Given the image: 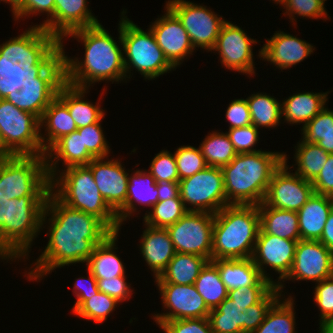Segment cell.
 Wrapping results in <instances>:
<instances>
[{
    "label": "cell",
    "mask_w": 333,
    "mask_h": 333,
    "mask_svg": "<svg viewBox=\"0 0 333 333\" xmlns=\"http://www.w3.org/2000/svg\"><path fill=\"white\" fill-rule=\"evenodd\" d=\"M77 130L82 135L83 148H86L94 158L109 157L111 149L103 133L101 120Z\"/></svg>",
    "instance_id": "cell-46"
},
{
    "label": "cell",
    "mask_w": 333,
    "mask_h": 333,
    "mask_svg": "<svg viewBox=\"0 0 333 333\" xmlns=\"http://www.w3.org/2000/svg\"><path fill=\"white\" fill-rule=\"evenodd\" d=\"M122 164L117 158L105 157L94 158L87 165L101 196L115 213L125 205L127 197L129 173Z\"/></svg>",
    "instance_id": "cell-22"
},
{
    "label": "cell",
    "mask_w": 333,
    "mask_h": 333,
    "mask_svg": "<svg viewBox=\"0 0 333 333\" xmlns=\"http://www.w3.org/2000/svg\"><path fill=\"white\" fill-rule=\"evenodd\" d=\"M329 92H300L290 95L282 100V118L284 122L303 127L311 121L324 107L328 100Z\"/></svg>",
    "instance_id": "cell-30"
},
{
    "label": "cell",
    "mask_w": 333,
    "mask_h": 333,
    "mask_svg": "<svg viewBox=\"0 0 333 333\" xmlns=\"http://www.w3.org/2000/svg\"><path fill=\"white\" fill-rule=\"evenodd\" d=\"M258 212L260 215L259 233H268L293 241L300 240L296 211L276 209L262 202L258 205Z\"/></svg>",
    "instance_id": "cell-32"
},
{
    "label": "cell",
    "mask_w": 333,
    "mask_h": 333,
    "mask_svg": "<svg viewBox=\"0 0 333 333\" xmlns=\"http://www.w3.org/2000/svg\"><path fill=\"white\" fill-rule=\"evenodd\" d=\"M240 26L226 21L217 37L214 48L224 68L250 77L255 75L253 44H257Z\"/></svg>",
    "instance_id": "cell-18"
},
{
    "label": "cell",
    "mask_w": 333,
    "mask_h": 333,
    "mask_svg": "<svg viewBox=\"0 0 333 333\" xmlns=\"http://www.w3.org/2000/svg\"><path fill=\"white\" fill-rule=\"evenodd\" d=\"M126 278V276H117L110 279H97L98 289L114 298L118 303L128 301L133 294V290L131 284L126 282Z\"/></svg>",
    "instance_id": "cell-51"
},
{
    "label": "cell",
    "mask_w": 333,
    "mask_h": 333,
    "mask_svg": "<svg viewBox=\"0 0 333 333\" xmlns=\"http://www.w3.org/2000/svg\"><path fill=\"white\" fill-rule=\"evenodd\" d=\"M283 298V299H282ZM280 297L267 311L262 324L253 333H296L294 298ZM285 298V299H284ZM283 300V301H282Z\"/></svg>",
    "instance_id": "cell-34"
},
{
    "label": "cell",
    "mask_w": 333,
    "mask_h": 333,
    "mask_svg": "<svg viewBox=\"0 0 333 333\" xmlns=\"http://www.w3.org/2000/svg\"><path fill=\"white\" fill-rule=\"evenodd\" d=\"M55 0H17V7L12 13L15 22L21 18L36 16L40 13L47 14V20L42 24L33 25L28 30L23 31L17 37L10 38L8 41L0 44V55H15L45 24L54 16Z\"/></svg>",
    "instance_id": "cell-28"
},
{
    "label": "cell",
    "mask_w": 333,
    "mask_h": 333,
    "mask_svg": "<svg viewBox=\"0 0 333 333\" xmlns=\"http://www.w3.org/2000/svg\"><path fill=\"white\" fill-rule=\"evenodd\" d=\"M244 309L227 297L209 313L213 333H244Z\"/></svg>",
    "instance_id": "cell-37"
},
{
    "label": "cell",
    "mask_w": 333,
    "mask_h": 333,
    "mask_svg": "<svg viewBox=\"0 0 333 333\" xmlns=\"http://www.w3.org/2000/svg\"><path fill=\"white\" fill-rule=\"evenodd\" d=\"M176 159L179 181L191 177L195 173L203 170L208 165L200 148L191 145H183L174 152Z\"/></svg>",
    "instance_id": "cell-44"
},
{
    "label": "cell",
    "mask_w": 333,
    "mask_h": 333,
    "mask_svg": "<svg viewBox=\"0 0 333 333\" xmlns=\"http://www.w3.org/2000/svg\"><path fill=\"white\" fill-rule=\"evenodd\" d=\"M194 285L210 310L228 297L229 290L222 282L218 268L211 261L201 269Z\"/></svg>",
    "instance_id": "cell-38"
},
{
    "label": "cell",
    "mask_w": 333,
    "mask_h": 333,
    "mask_svg": "<svg viewBox=\"0 0 333 333\" xmlns=\"http://www.w3.org/2000/svg\"><path fill=\"white\" fill-rule=\"evenodd\" d=\"M0 1L8 3L10 5L12 13L15 11V9L17 7V0H0Z\"/></svg>",
    "instance_id": "cell-59"
},
{
    "label": "cell",
    "mask_w": 333,
    "mask_h": 333,
    "mask_svg": "<svg viewBox=\"0 0 333 333\" xmlns=\"http://www.w3.org/2000/svg\"><path fill=\"white\" fill-rule=\"evenodd\" d=\"M126 11L123 9L120 18L126 79L132 78L133 70L145 77L144 80H154L174 70L156 43L151 29L149 28L147 32L141 29L127 18Z\"/></svg>",
    "instance_id": "cell-9"
},
{
    "label": "cell",
    "mask_w": 333,
    "mask_h": 333,
    "mask_svg": "<svg viewBox=\"0 0 333 333\" xmlns=\"http://www.w3.org/2000/svg\"><path fill=\"white\" fill-rule=\"evenodd\" d=\"M265 41L258 53L263 58L260 60L271 62L281 71L302 62L315 51V47L309 42L281 30Z\"/></svg>",
    "instance_id": "cell-23"
},
{
    "label": "cell",
    "mask_w": 333,
    "mask_h": 333,
    "mask_svg": "<svg viewBox=\"0 0 333 333\" xmlns=\"http://www.w3.org/2000/svg\"><path fill=\"white\" fill-rule=\"evenodd\" d=\"M329 250L333 251V208L330 211L323 233L319 239Z\"/></svg>",
    "instance_id": "cell-57"
},
{
    "label": "cell",
    "mask_w": 333,
    "mask_h": 333,
    "mask_svg": "<svg viewBox=\"0 0 333 333\" xmlns=\"http://www.w3.org/2000/svg\"><path fill=\"white\" fill-rule=\"evenodd\" d=\"M48 196L0 198V258L28 259L33 240L40 233ZM27 256V257H26Z\"/></svg>",
    "instance_id": "cell-5"
},
{
    "label": "cell",
    "mask_w": 333,
    "mask_h": 333,
    "mask_svg": "<svg viewBox=\"0 0 333 333\" xmlns=\"http://www.w3.org/2000/svg\"><path fill=\"white\" fill-rule=\"evenodd\" d=\"M39 59L0 55V140L10 155H43Z\"/></svg>",
    "instance_id": "cell-1"
},
{
    "label": "cell",
    "mask_w": 333,
    "mask_h": 333,
    "mask_svg": "<svg viewBox=\"0 0 333 333\" xmlns=\"http://www.w3.org/2000/svg\"><path fill=\"white\" fill-rule=\"evenodd\" d=\"M158 327L165 333H213L208 318L171 320L162 322Z\"/></svg>",
    "instance_id": "cell-49"
},
{
    "label": "cell",
    "mask_w": 333,
    "mask_h": 333,
    "mask_svg": "<svg viewBox=\"0 0 333 333\" xmlns=\"http://www.w3.org/2000/svg\"><path fill=\"white\" fill-rule=\"evenodd\" d=\"M179 191L187 211L215 214L228 205L220 167L207 166L191 177L180 180Z\"/></svg>",
    "instance_id": "cell-11"
},
{
    "label": "cell",
    "mask_w": 333,
    "mask_h": 333,
    "mask_svg": "<svg viewBox=\"0 0 333 333\" xmlns=\"http://www.w3.org/2000/svg\"><path fill=\"white\" fill-rule=\"evenodd\" d=\"M283 295L273 286L256 304L244 311V333H253L264 321L267 311Z\"/></svg>",
    "instance_id": "cell-43"
},
{
    "label": "cell",
    "mask_w": 333,
    "mask_h": 333,
    "mask_svg": "<svg viewBox=\"0 0 333 333\" xmlns=\"http://www.w3.org/2000/svg\"><path fill=\"white\" fill-rule=\"evenodd\" d=\"M320 333H333V315L319 324Z\"/></svg>",
    "instance_id": "cell-58"
},
{
    "label": "cell",
    "mask_w": 333,
    "mask_h": 333,
    "mask_svg": "<svg viewBox=\"0 0 333 333\" xmlns=\"http://www.w3.org/2000/svg\"><path fill=\"white\" fill-rule=\"evenodd\" d=\"M297 243L298 241L268 233H258L251 259L262 276L277 286L291 270ZM267 266L279 274L277 281H273V278L265 271Z\"/></svg>",
    "instance_id": "cell-19"
},
{
    "label": "cell",
    "mask_w": 333,
    "mask_h": 333,
    "mask_svg": "<svg viewBox=\"0 0 333 333\" xmlns=\"http://www.w3.org/2000/svg\"><path fill=\"white\" fill-rule=\"evenodd\" d=\"M139 249L155 278L166 269L176 253L167 229L148 225L141 235Z\"/></svg>",
    "instance_id": "cell-25"
},
{
    "label": "cell",
    "mask_w": 333,
    "mask_h": 333,
    "mask_svg": "<svg viewBox=\"0 0 333 333\" xmlns=\"http://www.w3.org/2000/svg\"><path fill=\"white\" fill-rule=\"evenodd\" d=\"M215 214L188 211L175 224L166 227L175 252L194 254L212 260Z\"/></svg>",
    "instance_id": "cell-13"
},
{
    "label": "cell",
    "mask_w": 333,
    "mask_h": 333,
    "mask_svg": "<svg viewBox=\"0 0 333 333\" xmlns=\"http://www.w3.org/2000/svg\"><path fill=\"white\" fill-rule=\"evenodd\" d=\"M287 160L284 153V162L273 173L263 202L276 209L298 212L314 194V189L311 181L288 171L293 166H289Z\"/></svg>",
    "instance_id": "cell-16"
},
{
    "label": "cell",
    "mask_w": 333,
    "mask_h": 333,
    "mask_svg": "<svg viewBox=\"0 0 333 333\" xmlns=\"http://www.w3.org/2000/svg\"><path fill=\"white\" fill-rule=\"evenodd\" d=\"M40 139L45 152L61 137L77 130L68 107L45 85L44 61L39 59ZM46 135V136H45Z\"/></svg>",
    "instance_id": "cell-14"
},
{
    "label": "cell",
    "mask_w": 333,
    "mask_h": 333,
    "mask_svg": "<svg viewBox=\"0 0 333 333\" xmlns=\"http://www.w3.org/2000/svg\"><path fill=\"white\" fill-rule=\"evenodd\" d=\"M211 262L218 268L222 282L228 290L249 286H274L264 278L251 258L216 259Z\"/></svg>",
    "instance_id": "cell-26"
},
{
    "label": "cell",
    "mask_w": 333,
    "mask_h": 333,
    "mask_svg": "<svg viewBox=\"0 0 333 333\" xmlns=\"http://www.w3.org/2000/svg\"><path fill=\"white\" fill-rule=\"evenodd\" d=\"M259 230L258 205L223 207L214 217L212 260L251 258Z\"/></svg>",
    "instance_id": "cell-6"
},
{
    "label": "cell",
    "mask_w": 333,
    "mask_h": 333,
    "mask_svg": "<svg viewBox=\"0 0 333 333\" xmlns=\"http://www.w3.org/2000/svg\"><path fill=\"white\" fill-rule=\"evenodd\" d=\"M114 298L99 291L92 294L73 314L96 324L103 323L119 305Z\"/></svg>",
    "instance_id": "cell-42"
},
{
    "label": "cell",
    "mask_w": 333,
    "mask_h": 333,
    "mask_svg": "<svg viewBox=\"0 0 333 333\" xmlns=\"http://www.w3.org/2000/svg\"><path fill=\"white\" fill-rule=\"evenodd\" d=\"M49 237L47 246L28 268V281L42 280L57 268L86 263L96 245L113 231L98 217L72 209L60 202L51 192L48 194L41 226L47 221ZM43 277V278H42Z\"/></svg>",
    "instance_id": "cell-2"
},
{
    "label": "cell",
    "mask_w": 333,
    "mask_h": 333,
    "mask_svg": "<svg viewBox=\"0 0 333 333\" xmlns=\"http://www.w3.org/2000/svg\"><path fill=\"white\" fill-rule=\"evenodd\" d=\"M45 85L68 107L77 128L97 123L105 118L99 102L92 104L85 101L87 88H80L66 83L44 62Z\"/></svg>",
    "instance_id": "cell-20"
},
{
    "label": "cell",
    "mask_w": 333,
    "mask_h": 333,
    "mask_svg": "<svg viewBox=\"0 0 333 333\" xmlns=\"http://www.w3.org/2000/svg\"><path fill=\"white\" fill-rule=\"evenodd\" d=\"M93 159L87 149L83 148L82 135L78 130L61 137L45 152V163L50 179L60 172L59 161L66 169L87 166Z\"/></svg>",
    "instance_id": "cell-24"
},
{
    "label": "cell",
    "mask_w": 333,
    "mask_h": 333,
    "mask_svg": "<svg viewBox=\"0 0 333 333\" xmlns=\"http://www.w3.org/2000/svg\"><path fill=\"white\" fill-rule=\"evenodd\" d=\"M229 129L245 127L252 124L249 105L246 99H234L229 103L225 115Z\"/></svg>",
    "instance_id": "cell-52"
},
{
    "label": "cell",
    "mask_w": 333,
    "mask_h": 333,
    "mask_svg": "<svg viewBox=\"0 0 333 333\" xmlns=\"http://www.w3.org/2000/svg\"><path fill=\"white\" fill-rule=\"evenodd\" d=\"M51 178L50 192L63 204L101 219L113 232L120 230L116 213L108 206L87 166L62 169ZM59 175V176H58Z\"/></svg>",
    "instance_id": "cell-7"
},
{
    "label": "cell",
    "mask_w": 333,
    "mask_h": 333,
    "mask_svg": "<svg viewBox=\"0 0 333 333\" xmlns=\"http://www.w3.org/2000/svg\"><path fill=\"white\" fill-rule=\"evenodd\" d=\"M118 25L120 46L100 23L74 30L64 37L83 43L84 59H71L65 54L63 43H58L42 60L66 83L75 87L89 89L93 83L104 80L112 84L126 82L121 20Z\"/></svg>",
    "instance_id": "cell-3"
},
{
    "label": "cell",
    "mask_w": 333,
    "mask_h": 333,
    "mask_svg": "<svg viewBox=\"0 0 333 333\" xmlns=\"http://www.w3.org/2000/svg\"><path fill=\"white\" fill-rule=\"evenodd\" d=\"M314 193L333 197V154L321 169L319 175L312 181Z\"/></svg>",
    "instance_id": "cell-55"
},
{
    "label": "cell",
    "mask_w": 333,
    "mask_h": 333,
    "mask_svg": "<svg viewBox=\"0 0 333 333\" xmlns=\"http://www.w3.org/2000/svg\"><path fill=\"white\" fill-rule=\"evenodd\" d=\"M51 179L45 155H17L0 158V198L48 196Z\"/></svg>",
    "instance_id": "cell-10"
},
{
    "label": "cell",
    "mask_w": 333,
    "mask_h": 333,
    "mask_svg": "<svg viewBox=\"0 0 333 333\" xmlns=\"http://www.w3.org/2000/svg\"><path fill=\"white\" fill-rule=\"evenodd\" d=\"M271 1V0H270ZM272 1H274V3H276L277 5L279 4H281L282 6H284V4L286 3V1L287 0H272Z\"/></svg>",
    "instance_id": "cell-61"
},
{
    "label": "cell",
    "mask_w": 333,
    "mask_h": 333,
    "mask_svg": "<svg viewBox=\"0 0 333 333\" xmlns=\"http://www.w3.org/2000/svg\"><path fill=\"white\" fill-rule=\"evenodd\" d=\"M166 313L153 315L157 325L177 319L208 318L210 309L194 284L156 283Z\"/></svg>",
    "instance_id": "cell-17"
},
{
    "label": "cell",
    "mask_w": 333,
    "mask_h": 333,
    "mask_svg": "<svg viewBox=\"0 0 333 333\" xmlns=\"http://www.w3.org/2000/svg\"><path fill=\"white\" fill-rule=\"evenodd\" d=\"M87 0H55L54 16L14 55L23 59H42L64 37L77 29L100 24Z\"/></svg>",
    "instance_id": "cell-8"
},
{
    "label": "cell",
    "mask_w": 333,
    "mask_h": 333,
    "mask_svg": "<svg viewBox=\"0 0 333 333\" xmlns=\"http://www.w3.org/2000/svg\"><path fill=\"white\" fill-rule=\"evenodd\" d=\"M332 208L333 197L314 193L297 212L300 239L319 240Z\"/></svg>",
    "instance_id": "cell-29"
},
{
    "label": "cell",
    "mask_w": 333,
    "mask_h": 333,
    "mask_svg": "<svg viewBox=\"0 0 333 333\" xmlns=\"http://www.w3.org/2000/svg\"><path fill=\"white\" fill-rule=\"evenodd\" d=\"M159 192L158 201H166L180 196L179 182H160L156 183Z\"/></svg>",
    "instance_id": "cell-56"
},
{
    "label": "cell",
    "mask_w": 333,
    "mask_h": 333,
    "mask_svg": "<svg viewBox=\"0 0 333 333\" xmlns=\"http://www.w3.org/2000/svg\"><path fill=\"white\" fill-rule=\"evenodd\" d=\"M149 173L156 183L179 182L176 159L173 153L162 150L156 154L150 164Z\"/></svg>",
    "instance_id": "cell-47"
},
{
    "label": "cell",
    "mask_w": 333,
    "mask_h": 333,
    "mask_svg": "<svg viewBox=\"0 0 333 333\" xmlns=\"http://www.w3.org/2000/svg\"><path fill=\"white\" fill-rule=\"evenodd\" d=\"M294 161L297 167L294 173L303 179L313 181L325 165L329 153L315 143H308L302 138L295 146Z\"/></svg>",
    "instance_id": "cell-36"
},
{
    "label": "cell",
    "mask_w": 333,
    "mask_h": 333,
    "mask_svg": "<svg viewBox=\"0 0 333 333\" xmlns=\"http://www.w3.org/2000/svg\"><path fill=\"white\" fill-rule=\"evenodd\" d=\"M10 156L3 148H2V142L0 140V158Z\"/></svg>",
    "instance_id": "cell-60"
},
{
    "label": "cell",
    "mask_w": 333,
    "mask_h": 333,
    "mask_svg": "<svg viewBox=\"0 0 333 333\" xmlns=\"http://www.w3.org/2000/svg\"><path fill=\"white\" fill-rule=\"evenodd\" d=\"M118 232H112L104 241L96 245L92 255L86 261V268L96 279H110L126 276L125 265L116 254Z\"/></svg>",
    "instance_id": "cell-31"
},
{
    "label": "cell",
    "mask_w": 333,
    "mask_h": 333,
    "mask_svg": "<svg viewBox=\"0 0 333 333\" xmlns=\"http://www.w3.org/2000/svg\"><path fill=\"white\" fill-rule=\"evenodd\" d=\"M205 137L199 148L208 166L222 168L237 155L226 132L212 131Z\"/></svg>",
    "instance_id": "cell-39"
},
{
    "label": "cell",
    "mask_w": 333,
    "mask_h": 333,
    "mask_svg": "<svg viewBox=\"0 0 333 333\" xmlns=\"http://www.w3.org/2000/svg\"><path fill=\"white\" fill-rule=\"evenodd\" d=\"M181 21L187 31L194 49L211 51L217 37L226 22L222 17L207 6L195 4L186 0H168L165 3Z\"/></svg>",
    "instance_id": "cell-12"
},
{
    "label": "cell",
    "mask_w": 333,
    "mask_h": 333,
    "mask_svg": "<svg viewBox=\"0 0 333 333\" xmlns=\"http://www.w3.org/2000/svg\"><path fill=\"white\" fill-rule=\"evenodd\" d=\"M283 162L284 152L238 153L222 167L227 204H261L273 173Z\"/></svg>",
    "instance_id": "cell-4"
},
{
    "label": "cell",
    "mask_w": 333,
    "mask_h": 333,
    "mask_svg": "<svg viewBox=\"0 0 333 333\" xmlns=\"http://www.w3.org/2000/svg\"><path fill=\"white\" fill-rule=\"evenodd\" d=\"M314 302L320 310V323L333 315V277L315 283Z\"/></svg>",
    "instance_id": "cell-50"
},
{
    "label": "cell",
    "mask_w": 333,
    "mask_h": 333,
    "mask_svg": "<svg viewBox=\"0 0 333 333\" xmlns=\"http://www.w3.org/2000/svg\"><path fill=\"white\" fill-rule=\"evenodd\" d=\"M158 194L156 182L148 170L136 169L129 174L126 203L116 213L120 225L133 214H137V204L152 208L158 202Z\"/></svg>",
    "instance_id": "cell-27"
},
{
    "label": "cell",
    "mask_w": 333,
    "mask_h": 333,
    "mask_svg": "<svg viewBox=\"0 0 333 333\" xmlns=\"http://www.w3.org/2000/svg\"><path fill=\"white\" fill-rule=\"evenodd\" d=\"M164 8L165 14L149 27L164 56L176 70L195 49L181 21L167 6Z\"/></svg>",
    "instance_id": "cell-21"
},
{
    "label": "cell",
    "mask_w": 333,
    "mask_h": 333,
    "mask_svg": "<svg viewBox=\"0 0 333 333\" xmlns=\"http://www.w3.org/2000/svg\"><path fill=\"white\" fill-rule=\"evenodd\" d=\"M302 139L333 154V110L326 106L301 129Z\"/></svg>",
    "instance_id": "cell-40"
},
{
    "label": "cell",
    "mask_w": 333,
    "mask_h": 333,
    "mask_svg": "<svg viewBox=\"0 0 333 333\" xmlns=\"http://www.w3.org/2000/svg\"><path fill=\"white\" fill-rule=\"evenodd\" d=\"M88 278L79 277L75 280L73 286V294L76 296V302L73 305L72 313H74L92 294L99 292L97 279L87 270Z\"/></svg>",
    "instance_id": "cell-54"
},
{
    "label": "cell",
    "mask_w": 333,
    "mask_h": 333,
    "mask_svg": "<svg viewBox=\"0 0 333 333\" xmlns=\"http://www.w3.org/2000/svg\"><path fill=\"white\" fill-rule=\"evenodd\" d=\"M272 287L249 286L244 289H233L229 290L228 297L245 310L249 306L256 304Z\"/></svg>",
    "instance_id": "cell-53"
},
{
    "label": "cell",
    "mask_w": 333,
    "mask_h": 333,
    "mask_svg": "<svg viewBox=\"0 0 333 333\" xmlns=\"http://www.w3.org/2000/svg\"><path fill=\"white\" fill-rule=\"evenodd\" d=\"M252 124L257 128H275L283 121L281 102L267 93H253L246 98ZM281 120V122H280Z\"/></svg>",
    "instance_id": "cell-35"
},
{
    "label": "cell",
    "mask_w": 333,
    "mask_h": 333,
    "mask_svg": "<svg viewBox=\"0 0 333 333\" xmlns=\"http://www.w3.org/2000/svg\"><path fill=\"white\" fill-rule=\"evenodd\" d=\"M207 262L208 260L202 256L176 252L166 269L159 277L154 278V282L179 285L194 284Z\"/></svg>",
    "instance_id": "cell-33"
},
{
    "label": "cell",
    "mask_w": 333,
    "mask_h": 333,
    "mask_svg": "<svg viewBox=\"0 0 333 333\" xmlns=\"http://www.w3.org/2000/svg\"><path fill=\"white\" fill-rule=\"evenodd\" d=\"M333 251L329 250L319 240H299L296 245L295 256L288 275L277 285L281 291L285 287L283 282L312 281L321 282L332 277Z\"/></svg>",
    "instance_id": "cell-15"
},
{
    "label": "cell",
    "mask_w": 333,
    "mask_h": 333,
    "mask_svg": "<svg viewBox=\"0 0 333 333\" xmlns=\"http://www.w3.org/2000/svg\"><path fill=\"white\" fill-rule=\"evenodd\" d=\"M325 1L323 0H287L283 6L285 12L283 14L289 16L290 21L295 26L297 22L295 19L297 17H305L310 19H322L327 20V11L325 8ZM295 21V22H294Z\"/></svg>",
    "instance_id": "cell-45"
},
{
    "label": "cell",
    "mask_w": 333,
    "mask_h": 333,
    "mask_svg": "<svg viewBox=\"0 0 333 333\" xmlns=\"http://www.w3.org/2000/svg\"><path fill=\"white\" fill-rule=\"evenodd\" d=\"M151 209V211H146L143 217L144 225L161 228L175 224L188 212L180 196L166 201H158Z\"/></svg>",
    "instance_id": "cell-41"
},
{
    "label": "cell",
    "mask_w": 333,
    "mask_h": 333,
    "mask_svg": "<svg viewBox=\"0 0 333 333\" xmlns=\"http://www.w3.org/2000/svg\"><path fill=\"white\" fill-rule=\"evenodd\" d=\"M226 132L235 151L238 153H255L261 151L254 149L259 141V129L253 124L245 127L231 128Z\"/></svg>",
    "instance_id": "cell-48"
}]
</instances>
